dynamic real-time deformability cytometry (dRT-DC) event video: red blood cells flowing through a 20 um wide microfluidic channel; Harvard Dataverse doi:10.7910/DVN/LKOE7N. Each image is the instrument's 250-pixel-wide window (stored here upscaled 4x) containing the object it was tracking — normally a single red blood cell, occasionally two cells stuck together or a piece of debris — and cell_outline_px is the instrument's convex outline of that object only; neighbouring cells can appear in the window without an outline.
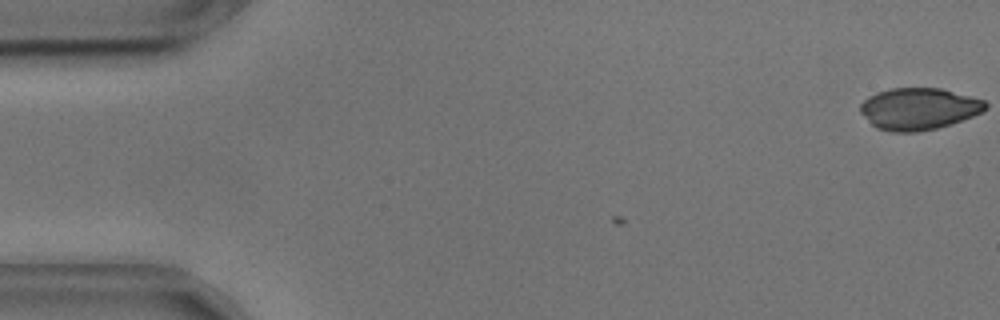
{"species": "common noctule bat (a hibernating species)", "species_latin": "Nyctalus noctula", "temperature_condition": "cold", "stored_images_in_passage": 55, "segment_of_instrument_passage": [1, 2], "camera_frame_rate_fps": 3000, "um_per_image_px": 0.085, "animal": {"sex": "male", "body_mass_g": 17.9, "forearm_length_mm": 54.2}, "frame": {"image": 1, "passage_image": 1, "time_ms": 0.0, "image_size_px": [1000, 320], "cell_outline_px": [[984, 108], [968, 116], [944, 124], [928, 128], [884, 128], [876, 124], [864, 112], [864, 104], [868, 100], [884, 92], [904, 88], [932, 88], [980, 100], [984, 104]], "centroid_in_image_um": [78.14, 9.18], "position_along_channel_um": 6.9, "area_um2": 26.13}}
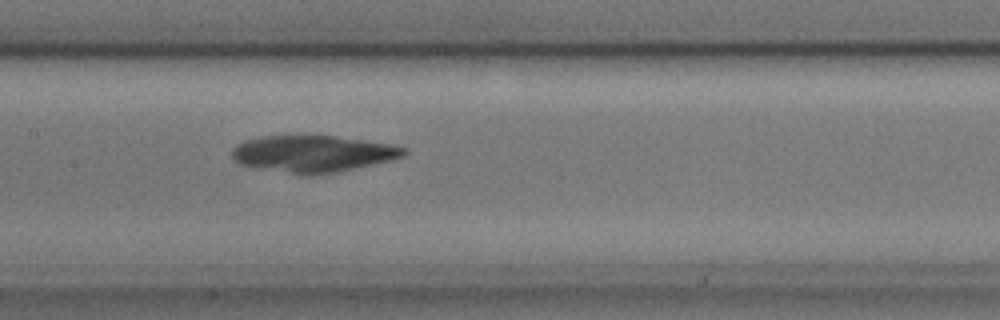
{"frame": {"image": 2, "passage_image": 26, "time_ms": 8.333, "image_size_px": [1000, 320], "cell_outline_px": [[400, 152], [392, 156], [352, 164], [328, 168], [304, 168], [244, 160], [240, 156], [240, 148], [256, 144], [276, 140], [328, 140], [364, 144], [392, 148]], "centroid_in_image_um": [26.68, 13.02], "position_along_channel_um": 180.7, "area_um2": 23.58}}
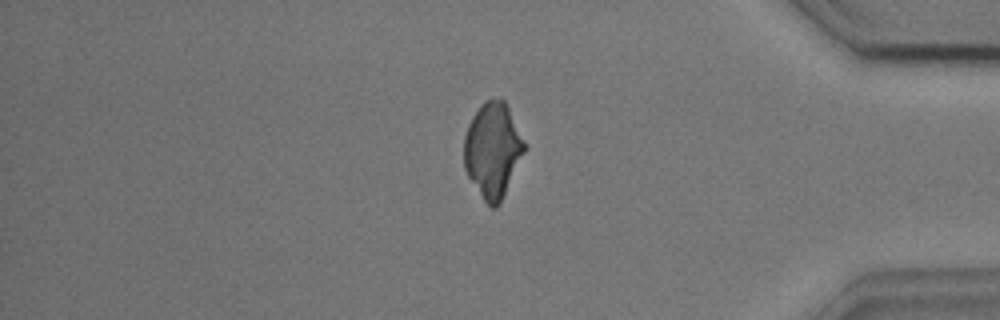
{"frame": {"image": 3, "passage_image": 46, "time_ms": 15.0, "image_size_px": [1000, 320], "cell_outline_px": [[524, 148], [496, 204], [492, 204], [484, 196], [468, 172], [464, 160], [464, 144], [468, 128], [472, 120], [480, 108], [484, 104], [504, 104], [524, 144]], "centroid_in_image_um": [41.83, 12.73], "position_along_channel_um": 393.4, "area_um2": 29.02}}